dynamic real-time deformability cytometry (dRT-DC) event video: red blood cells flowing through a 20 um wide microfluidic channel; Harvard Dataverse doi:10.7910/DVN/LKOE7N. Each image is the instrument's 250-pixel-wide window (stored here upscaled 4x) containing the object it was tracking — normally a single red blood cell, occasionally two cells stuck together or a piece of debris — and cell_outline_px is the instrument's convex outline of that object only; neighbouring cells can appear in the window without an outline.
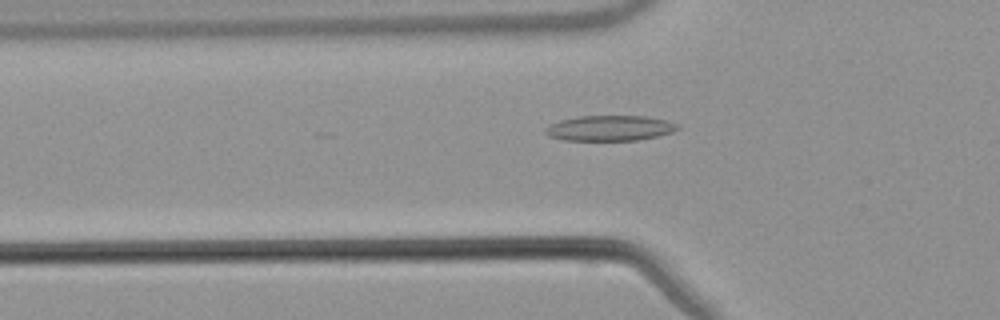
{"species": "common noctule bat (a hibernating species)", "species_latin": "Nyctalus noctula", "temperature_condition": "warm", "stored_images_in_passage": 47, "camera_frame_rate_fps": 3000, "um_per_image_px": 0.085, "animal": {"sex": "male", "body_mass_g": 21.5, "forearm_length_mm": 52.0}, "frame": {"image": 1, "passage_image": 12, "time_ms": 3.667, "image_size_px": [1000, 320], "cell_outline_px": [[680, 128], [672, 132], [656, 136], [636, 140], [564, 140], [548, 136], [544, 132], [544, 128], [560, 120], [580, 116], [648, 116], [668, 120], [676, 124]], "centroid_in_image_um": [51.83, 10.88], "position_along_channel_um": 74.0, "area_um2": 19.48}}
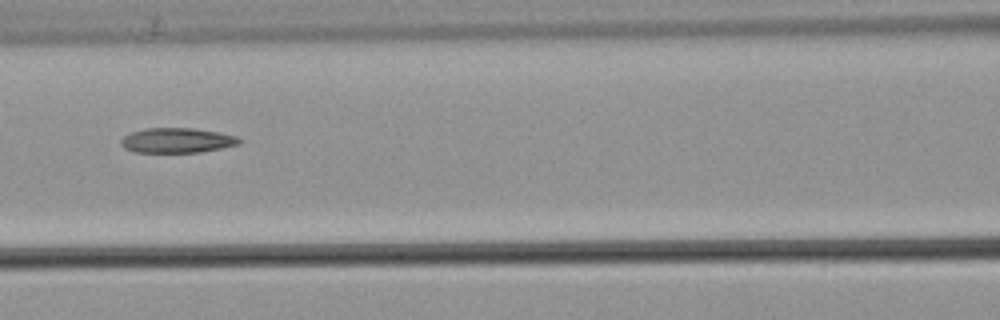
{"frame": {"image": 2, "passage_image": 18, "time_ms": 5.667, "image_size_px": [1000, 320], "cell_outline_px": [[244, 140], [240, 144], [224, 148], [200, 152], [132, 152], [124, 148], [120, 144], [120, 140], [124, 136], [132, 132], [144, 128], [196, 128], [220, 132], [236, 136]], "centroid_in_image_um": [15.08, 11.93], "position_along_channel_um": 151.5, "area_um2": 17.46}}
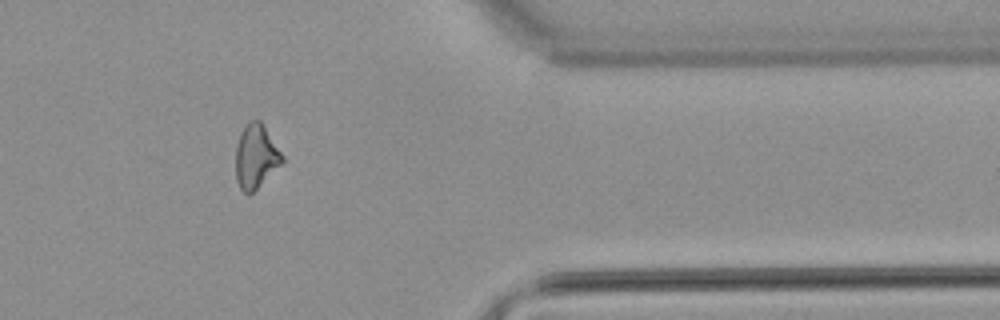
{"frame": {"image": 3, "passage_image": 38, "time_ms": 12.333, "image_size_px": [1000, 320], "cell_outline_px": [[284, 160], [248, 196], [240, 188], [236, 180], [236, 144], [240, 132], [244, 124], [252, 120], [260, 120], [284, 156]], "centroid_in_image_um": [21.72, 13.27], "position_along_channel_um": 389.7, "area_um2": 17.11}, "authors_computed_cell_mechanics": {"area_um2": 17.8602, "velocity_mm_per_s": 3.8474, "shape_relaxation_time_tau1_ms": null, "shape_relaxation_time_tau2_ms": 7.1841, "deformation_change_tau1": null, "deformation_change_tau2": 0.2012}}